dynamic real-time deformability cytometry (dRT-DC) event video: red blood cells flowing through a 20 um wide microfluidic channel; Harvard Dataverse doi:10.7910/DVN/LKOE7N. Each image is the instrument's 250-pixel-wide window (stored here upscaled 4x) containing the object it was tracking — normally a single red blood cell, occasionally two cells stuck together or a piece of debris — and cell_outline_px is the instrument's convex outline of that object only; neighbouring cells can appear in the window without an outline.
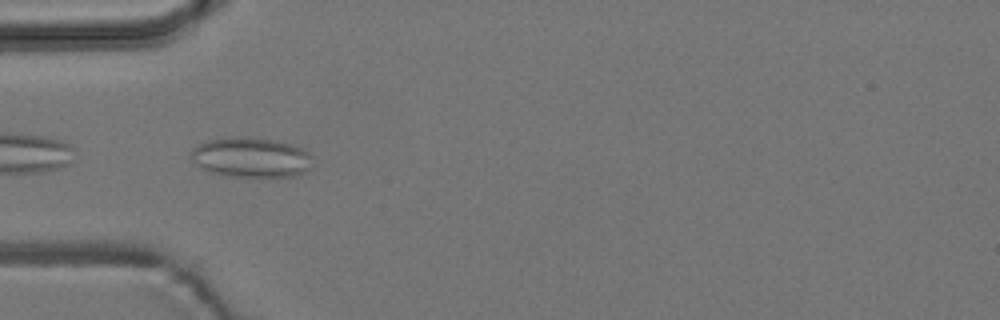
{"species": "common noctule bat (a hibernating species)", "species_latin": "Nyctalus noctula", "temperature_condition": "room temperature", "stored_images_in_passage": 5, "camera_frame_rate_fps": 3000, "um_per_image_px": 0.085, "animal": {"sex": "male", "body_mass_g": 19.2, "forearm_length_mm": 51.8}, "frame": {"image": 1, "passage_image": 1, "time_ms": 0.0, "image_size_px": [1000, 320], "cell_outline_px": [[312, 156], [308, 168], [304, 172], [296, 176], [224, 176], [200, 168], [192, 160], [192, 148], [208, 140], [276, 140], [292, 144], [308, 152]], "centroid_in_image_um": [21.35, 13.43], "position_along_channel_um": 63.6, "area_um2": 27.11}}